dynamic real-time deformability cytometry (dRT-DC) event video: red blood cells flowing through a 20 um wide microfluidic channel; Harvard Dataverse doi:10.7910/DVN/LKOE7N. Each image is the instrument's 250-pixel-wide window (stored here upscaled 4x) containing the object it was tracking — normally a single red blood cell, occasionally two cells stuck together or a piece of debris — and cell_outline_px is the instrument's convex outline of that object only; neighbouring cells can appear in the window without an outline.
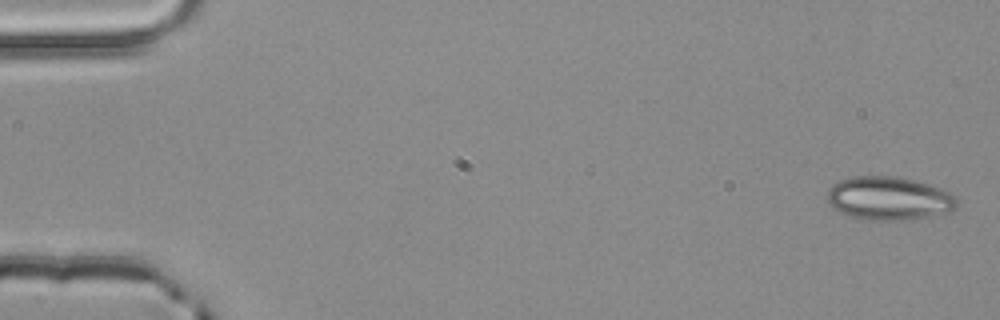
{"species": "common noctule bat (a hibernating species)", "species_latin": "Nyctalus noctula", "temperature_condition": "room temperature", "stored_images_in_passage": 4, "camera_frame_rate_fps": 3000, "um_per_image_px": 0.085, "animal": {"sex": "male", "body_mass_g": 20.4}, "frame": {"image": 1, "passage_image": 1, "time_ms": 0.0, "image_size_px": [1000, 320], "cell_outline_px": [[956, 208], [928, 216], [912, 220], [860, 220], [840, 212], [832, 208], [828, 200], [828, 188], [832, 184], [840, 180], [856, 176], [896, 176], [928, 184], [952, 192], [956, 196]], "centroid_in_image_um": [75.52, 16.86], "position_along_channel_um": 9.5, "area_um2": 32.83}}